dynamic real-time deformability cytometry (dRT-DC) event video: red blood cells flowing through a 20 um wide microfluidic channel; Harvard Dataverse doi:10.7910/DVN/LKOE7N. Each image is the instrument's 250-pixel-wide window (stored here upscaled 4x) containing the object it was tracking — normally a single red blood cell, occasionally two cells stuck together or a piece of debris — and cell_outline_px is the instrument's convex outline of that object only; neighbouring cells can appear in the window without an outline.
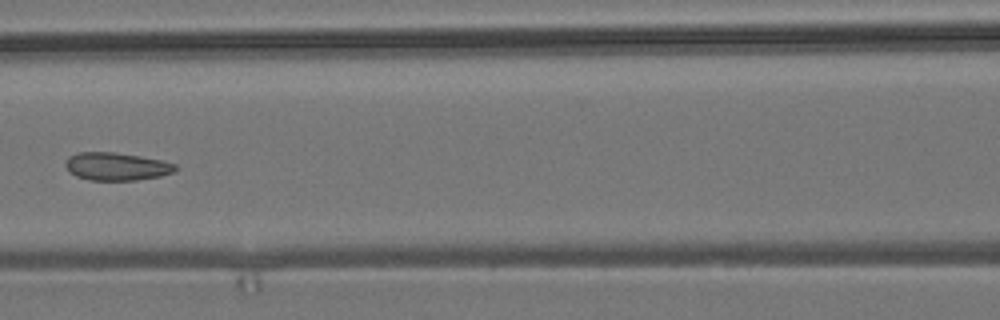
{"species": "common noctule bat (a hibernating species)", "species_latin": "Nyctalus noctula", "temperature_condition": "room temperature", "stored_images_in_passage": 8, "camera_frame_rate_fps": 3000, "um_per_image_px": 0.085, "animal": {"sex": "male", "body_mass_g": 19.2, "forearm_length_mm": 51.8}, "frame": {"image": 1, "passage_image": 8, "time_ms": 2.333, "image_size_px": [1000, 320], "cell_outline_px": [[180, 168], [176, 172], [160, 176], [136, 180], [88, 180], [76, 176], [68, 172], [64, 164], [68, 156], [76, 152], [112, 152], [140, 156], [160, 160], [176, 164]], "centroid_in_image_um": [9.89, 14.15], "position_along_channel_um": 156.7, "area_um2": 18.09}}